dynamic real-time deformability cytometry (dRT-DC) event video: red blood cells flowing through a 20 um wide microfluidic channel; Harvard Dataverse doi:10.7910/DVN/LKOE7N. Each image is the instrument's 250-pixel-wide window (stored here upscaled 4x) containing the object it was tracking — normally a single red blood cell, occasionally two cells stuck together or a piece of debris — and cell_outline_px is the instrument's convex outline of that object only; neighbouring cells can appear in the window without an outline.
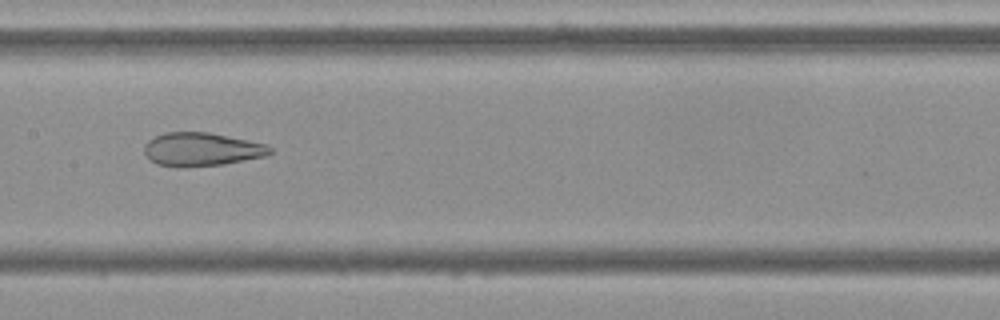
{"species": "Egyptian fruit bat (a non-hibernating species)", "species_latin": "Rousettus aegyptiacus", "temperature_condition": "cold", "stored_images_in_passage": 49, "camera_frame_rate_fps": 3000, "um_per_image_px": 0.085, "frame": {"image": 1, "passage_image": 22, "time_ms": 7.0, "image_size_px": [1000, 320], "cell_outline_px": [[272, 152], [268, 156], [224, 164], [180, 168], [176, 168], [156, 164], [148, 160], [144, 152], [144, 144], [148, 140], [164, 132], [208, 132], [268, 144], [272, 148]], "centroid_in_image_um": [17.12, 12.71], "position_along_channel_um": 190.3, "area_um2": 24.97}}
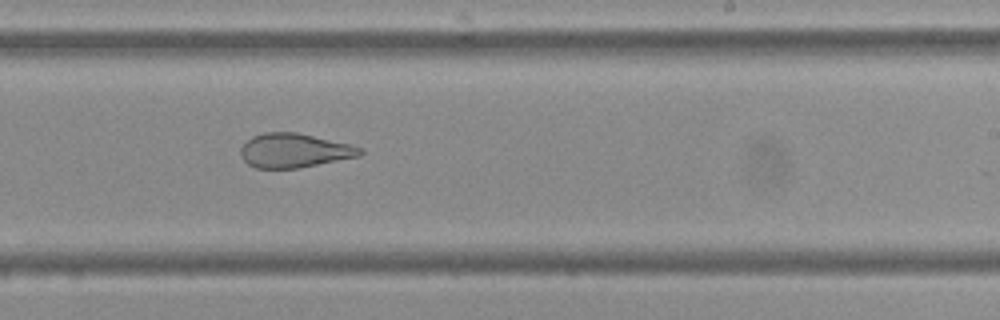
{"frame": {"image": 2, "passage_image": 28, "time_ms": 9.0, "image_size_px": [1000, 320], "cell_outline_px": [[364, 152], [360, 156], [300, 168], [256, 168], [248, 164], [240, 156], [240, 148], [252, 136], [264, 132], [296, 132], [348, 144], [364, 148]], "centroid_in_image_um": [25.01, 12.8], "position_along_channel_um": 264.0, "area_um2": 23.76}}
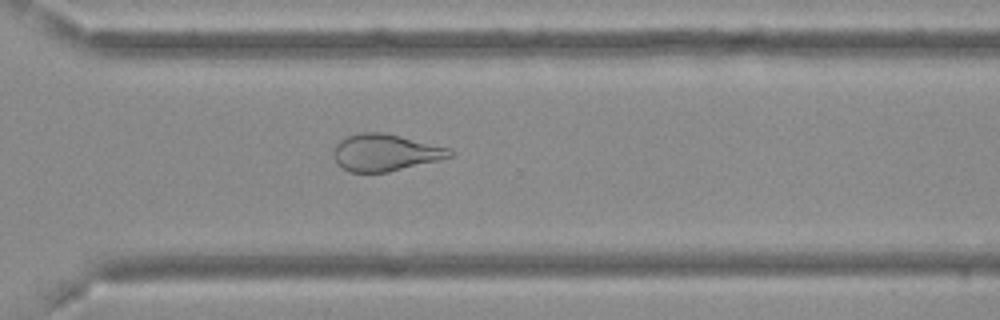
{"frame": {"image": 3, "passage_image": 34, "time_ms": 11.0, "image_size_px": [1000, 320], "cell_outline_px": [[456, 152], [452, 156], [440, 160], [388, 172], [348, 172], [336, 164], [332, 156], [332, 152], [336, 144], [340, 140], [348, 136], [360, 132], [380, 132], [400, 136], [452, 148]], "centroid_in_image_um": [32.75, 12.97], "position_along_channel_um": 337.9, "area_um2": 25.32}, "authors_computed_cell_mechanics": {"area_um2": 29.5358, "velocity_mm_per_s": 3.7006, "shape_relaxation_time_tau1_ms": null, "shape_relaxation_time_tau2_ms": 1.8448, "deformation_change_tau1": null, "deformation_change_tau2": 0.1033}}